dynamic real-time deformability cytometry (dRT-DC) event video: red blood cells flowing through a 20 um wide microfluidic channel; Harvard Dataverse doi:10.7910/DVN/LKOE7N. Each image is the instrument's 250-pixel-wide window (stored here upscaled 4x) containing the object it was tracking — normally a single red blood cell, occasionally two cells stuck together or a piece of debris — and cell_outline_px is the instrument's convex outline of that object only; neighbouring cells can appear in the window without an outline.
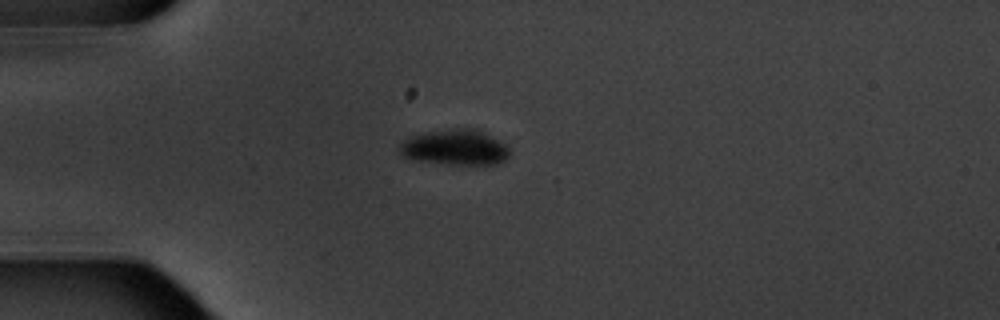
{"species": "common noctule bat (a hibernating species)", "species_latin": "Nyctalus noctula", "temperature_condition": "warm", "stored_images_in_passage": 8, "camera_frame_rate_fps": 3000, "um_per_image_px": 0.085, "animal": {"sex": "male", "body_mass_g": 20.1, "forearm_length_mm": 53.5}, "frame": {"image": 1, "passage_image": 1, "time_ms": 0.0, "image_size_px": [1000, 320], "cell_outline_px": [[508, 156], [500, 164], [448, 164], [416, 160], [404, 156], [400, 152], [400, 144], [404, 140], [412, 136], [424, 132], [452, 128], [476, 128], [484, 132], [504, 144], [508, 148]], "centroid_in_image_um": [38.68, 12.52], "position_along_channel_um": 46.3, "area_um2": 22.6}}
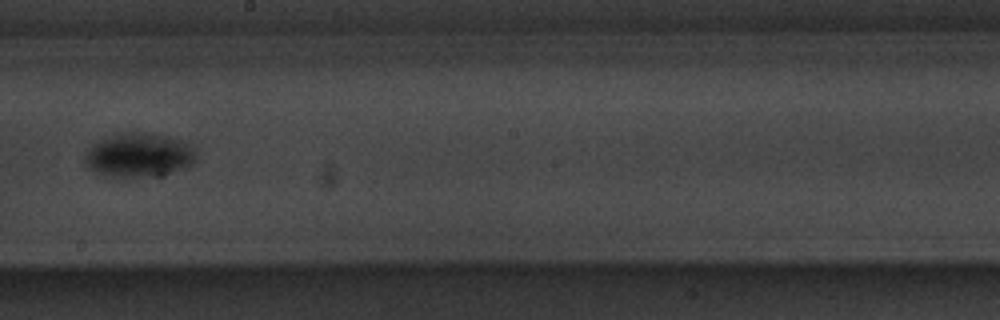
{"frame": {"image": 2, "passage_image": 6, "time_ms": 6.0, "image_size_px": [1000, 320], "cell_outline_px": [[196, 160], [192, 164], [160, 180], [100, 176], [88, 168], [84, 164], [84, 156], [92, 144], [100, 140], [120, 132], [144, 132], [164, 136], [180, 140], [188, 144], [192, 148]], "centroid_in_image_um": [11.78, 13.27], "position_along_channel_um": 236.4, "area_um2": 29.71}}